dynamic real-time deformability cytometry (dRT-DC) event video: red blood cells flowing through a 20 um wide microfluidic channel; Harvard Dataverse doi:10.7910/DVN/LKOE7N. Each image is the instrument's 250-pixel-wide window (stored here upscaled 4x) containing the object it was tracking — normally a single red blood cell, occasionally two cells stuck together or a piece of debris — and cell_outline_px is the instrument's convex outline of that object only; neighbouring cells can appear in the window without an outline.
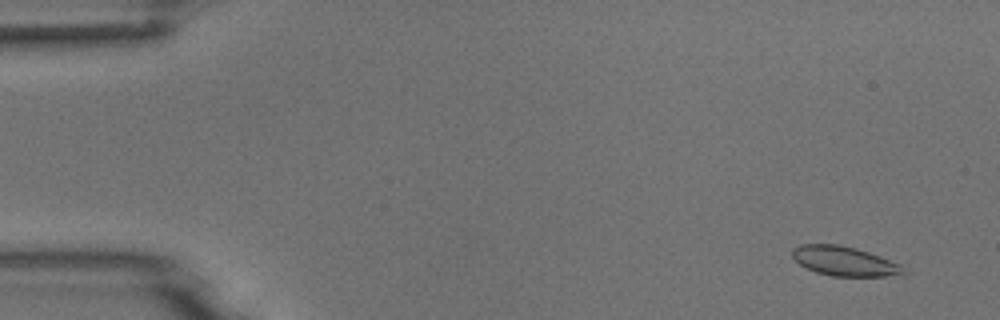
{"species": "common noctule bat (a hibernating species)", "species_latin": "Nyctalus noctula", "temperature_condition": "room temperature", "stored_images_in_passage": 7, "camera_frame_rate_fps": 3000, "um_per_image_px": 0.085, "animal": {"sex": "male", "body_mass_g": 18.8}, "frame": {"image": 1, "passage_image": 2, "time_ms": 0.333, "image_size_px": [1000, 320], "cell_outline_px": [[908, 272], [884, 276], [832, 276], [816, 272], [800, 264], [792, 256], [792, 248], [800, 244], [840, 244], [856, 248], [880, 256], [900, 264]], "centroid_in_image_um": [71.75, 22.18], "position_along_channel_um": 13.2, "area_um2": 18.96}}
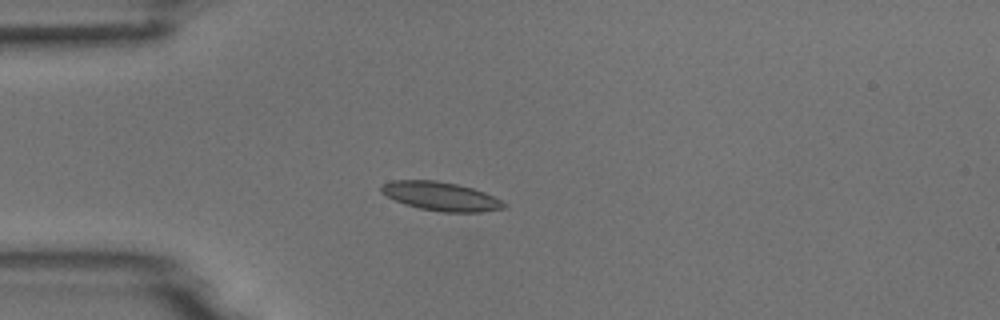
{"frame": {"image": 2, "passage_image": 5, "time_ms": 1.333, "image_size_px": [1000, 320], "cell_outline_px": [[508, 204], [504, 208], [480, 212], [440, 212], [420, 208], [404, 204], [380, 192], [380, 184], [392, 180], [436, 180], [456, 184], [472, 188], [484, 192]], "centroid_in_image_um": [37.44, 16.68], "position_along_channel_um": 47.6, "area_um2": 20.52}}